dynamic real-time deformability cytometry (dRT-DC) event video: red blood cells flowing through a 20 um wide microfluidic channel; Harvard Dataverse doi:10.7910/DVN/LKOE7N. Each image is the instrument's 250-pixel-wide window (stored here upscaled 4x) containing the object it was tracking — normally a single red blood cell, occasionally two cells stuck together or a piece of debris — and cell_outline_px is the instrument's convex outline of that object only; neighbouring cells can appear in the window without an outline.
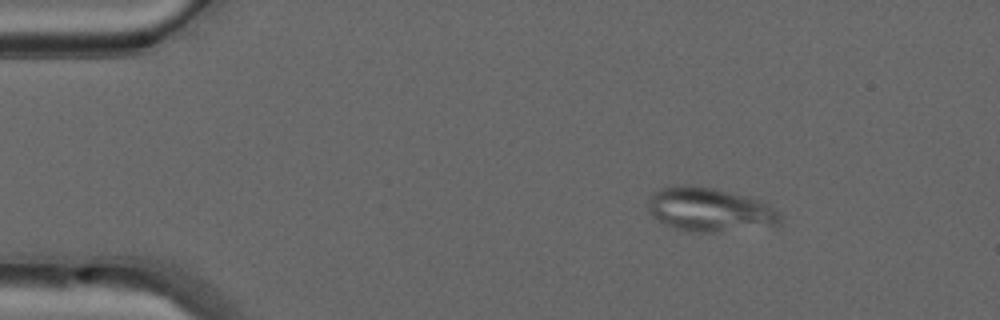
{"species": "common noctule bat (a hibernating species)", "species_latin": "Nyctalus noctula", "temperature_condition": "warm", "stored_images_in_passage": 49, "camera_frame_rate_fps": 3000, "um_per_image_px": 0.085, "animal": {"sex": "male", "forearm_length_mm": 52.5}, "frame": {"image": 1, "passage_image": 7, "time_ms": 2.0, "image_size_px": [1000, 320], "cell_outline_px": [[780, 224], [712, 232], [688, 232], [676, 228], [652, 216], [648, 204], [648, 196], [652, 192], [660, 188], [684, 184], [716, 188], [756, 200], [772, 208], [780, 216]], "centroid_in_image_um": [60.22, 17.8], "position_along_channel_um": 24.8, "area_um2": 33.0}}
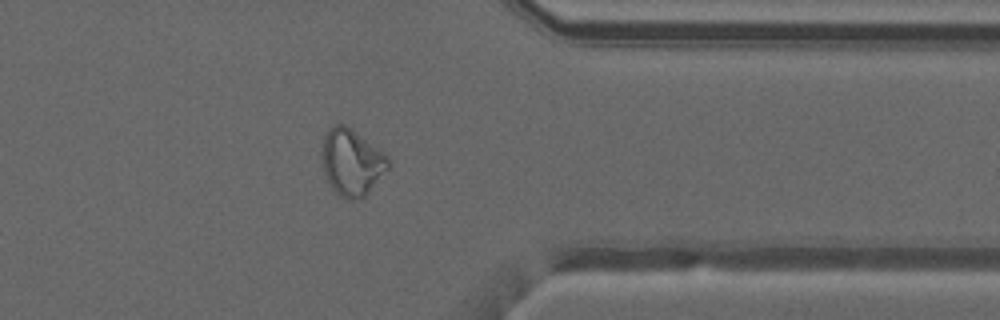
{"frame": {"image": 2, "passage_image": 39, "time_ms": 12.667, "image_size_px": [1000, 320], "cell_outline_px": [[392, 164], [364, 196], [352, 200], [340, 196], [332, 188], [324, 172], [320, 156], [320, 152], [324, 136], [328, 128], [332, 124], [344, 124], [352, 128], [384, 152], [392, 160]], "centroid_in_image_um": [29.89, 13.74], "position_along_channel_um": 381.5, "area_um2": 25.95}}
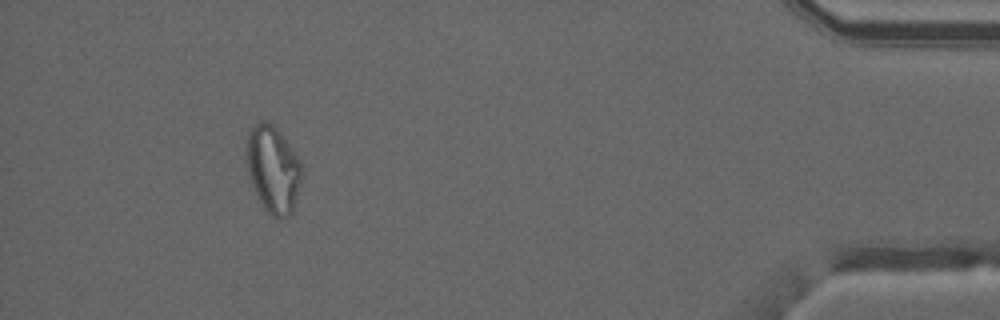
{"frame": {"image": 3, "passage_image": 45, "time_ms": 14.667, "image_size_px": [1000, 320], "cell_outline_px": [[304, 172], [292, 212], [288, 216], [276, 220], [264, 208], [252, 184], [248, 172], [244, 152], [248, 132], [252, 124], [260, 120], [264, 120], [272, 124], [280, 132], [300, 160]], "centroid_in_image_um": [23.2, 14.36], "position_along_channel_um": 412.0, "area_um2": 28.44}, "authors_computed_cell_mechanics": {"area_um2": 26.7614, "velocity_mm_per_s": 4.1274, "shape_relaxation_time_tau1_ms": null, "shape_relaxation_time_tau2_ms": 1.477, "deformation_change_tau1": null, "deformation_change_tau2": 0.0729}}